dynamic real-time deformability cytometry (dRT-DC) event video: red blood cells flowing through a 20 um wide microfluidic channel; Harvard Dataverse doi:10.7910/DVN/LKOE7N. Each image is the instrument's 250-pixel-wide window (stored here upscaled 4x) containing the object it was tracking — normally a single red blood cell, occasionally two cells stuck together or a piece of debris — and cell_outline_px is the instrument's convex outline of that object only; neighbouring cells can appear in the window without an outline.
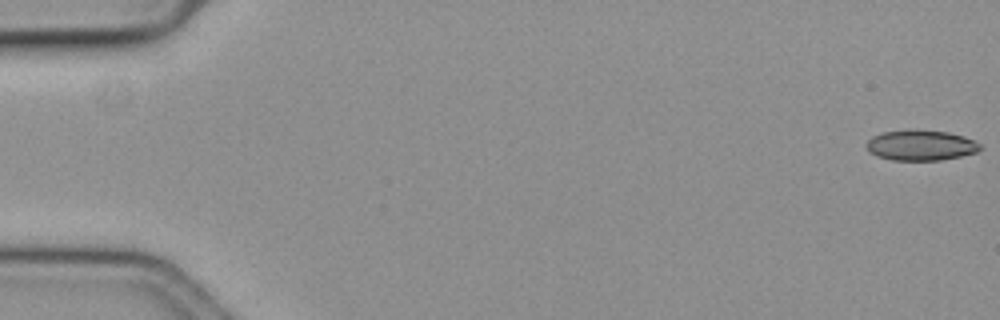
{"species": "common noctule bat (a hibernating species)", "species_latin": "Nyctalus noctula", "temperature_condition": "cold", "stored_images_in_passage": 10, "camera_frame_rate_fps": 3000, "um_per_image_px": 0.085, "animal": {"sex": "female", "body_mass_g": 19.3, "forearm_length_mm": 54.1}, "frame": {"image": 1, "passage_image": 1, "time_ms": 0.0, "image_size_px": [1000, 320], "cell_outline_px": [[984, 148], [976, 152], [960, 156], [940, 160], [892, 160], [876, 156], [868, 152], [864, 144], [872, 136], [880, 132], [908, 128], [916, 128], [948, 132], [964, 136], [976, 140]], "centroid_in_image_um": [78.23, 12.32], "position_along_channel_um": 6.8, "area_um2": 20.87}}